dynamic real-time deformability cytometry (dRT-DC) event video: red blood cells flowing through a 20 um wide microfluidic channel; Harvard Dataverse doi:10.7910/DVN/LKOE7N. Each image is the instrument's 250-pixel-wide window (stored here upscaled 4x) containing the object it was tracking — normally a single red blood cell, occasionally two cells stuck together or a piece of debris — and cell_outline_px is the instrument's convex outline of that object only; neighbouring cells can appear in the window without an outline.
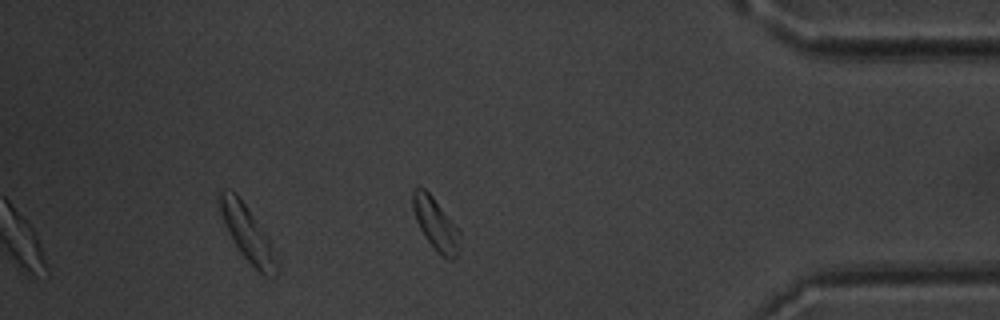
{"species": "common noctule bat (a hibernating species)", "species_latin": "Nyctalus noctula", "temperature_condition": "warm", "stored_images_in_passage": 40, "segment_of_instrument_passage": [2, 2], "camera_frame_rate_fps": 3000, "um_per_image_px": 0.085, "animal": {"sex": "male", "body_mass_g": 20.1, "forearm_length_mm": 53.5}, "frame": {"image": 1, "passage_image": 40, "time_ms": 13.0, "image_size_px": [1000, 320], "cell_outline_px": [[460, 252], [452, 260], [448, 260], [424, 236], [416, 220], [412, 208], [412, 188], [424, 188], [432, 196], [460, 228]], "centroid_in_image_um": [37.07, 19.02], "position_along_channel_um": 398.1, "area_um2": 14.39}}